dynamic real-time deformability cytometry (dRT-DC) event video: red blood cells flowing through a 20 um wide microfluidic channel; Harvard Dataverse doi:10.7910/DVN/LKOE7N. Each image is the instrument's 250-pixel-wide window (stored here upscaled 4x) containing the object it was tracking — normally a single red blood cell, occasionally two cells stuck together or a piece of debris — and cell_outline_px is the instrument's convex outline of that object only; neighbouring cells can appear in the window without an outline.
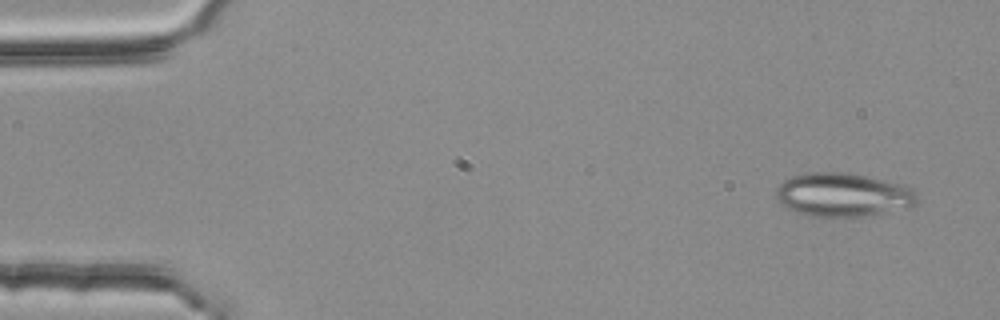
{"species": "common noctule bat (a hibernating species)", "species_latin": "Nyctalus noctula", "temperature_condition": "room temperature", "stored_images_in_passage": 3, "camera_frame_rate_fps": 3000, "um_per_image_px": 0.085, "animal": {"sex": "female", "body_mass_g": 25.1}, "frame": {"image": 1, "passage_image": 1, "time_ms": 0.0, "image_size_px": [1000, 320], "cell_outline_px": [[916, 204], [884, 212], [864, 216], [812, 216], [796, 212], [780, 204], [776, 196], [776, 188], [784, 180], [792, 176], [812, 172], [844, 172], [904, 184], [916, 196]], "centroid_in_image_um": [71.58, 16.55], "position_along_channel_um": 13.4, "area_um2": 35.26}}